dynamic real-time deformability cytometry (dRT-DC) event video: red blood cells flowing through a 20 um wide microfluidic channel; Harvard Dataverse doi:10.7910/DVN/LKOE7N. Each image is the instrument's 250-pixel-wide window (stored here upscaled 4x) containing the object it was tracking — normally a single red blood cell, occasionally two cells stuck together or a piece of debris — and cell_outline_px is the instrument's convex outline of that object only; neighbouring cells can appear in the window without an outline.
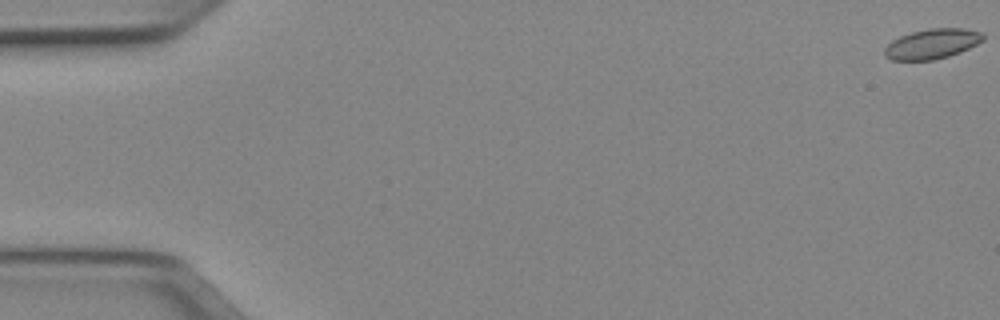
{"species": "Egyptian fruit bat (a non-hibernating species)", "species_latin": "Rousettus aegyptiacus", "temperature_condition": "cold", "stored_images_in_passage": 52, "camera_frame_rate_fps": 3000, "um_per_image_px": 0.085, "animal": {"sex": "female"}, "frame": {"image": 1, "passage_image": 1, "time_ms": 0.0, "image_size_px": [1000, 320], "cell_outline_px": [[984, 40], [960, 52], [948, 56], [932, 60], [892, 60], [884, 56], [884, 48], [892, 40], [900, 36], [912, 32], [928, 28], [964, 28], [984, 32]], "centroid_in_image_um": [79.23, 3.72], "position_along_channel_um": 5.8, "area_um2": 17.28}}
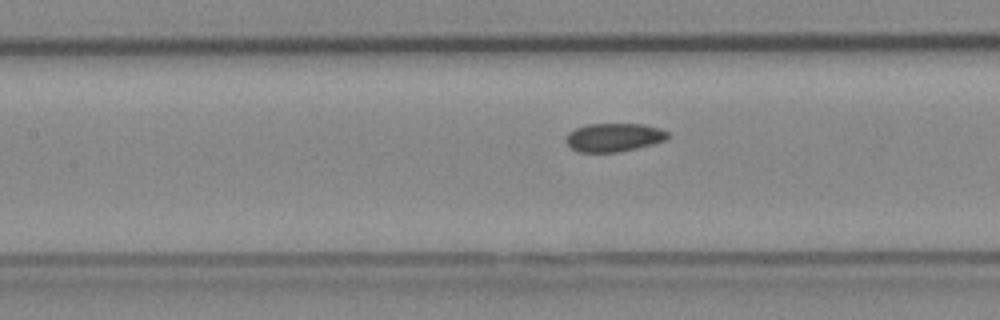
{"frame": {"image": 2, "passage_image": 24, "time_ms": 7.667, "image_size_px": [1000, 320], "cell_outline_px": [[668, 136], [664, 140], [652, 144], [636, 148], [616, 152], [580, 152], [572, 148], [564, 140], [564, 136], [568, 132], [576, 128], [588, 124], [644, 124], [660, 128], [668, 132]], "centroid_in_image_um": [52.14, 11.67], "position_along_channel_um": 155.3, "area_um2": 16.82}}
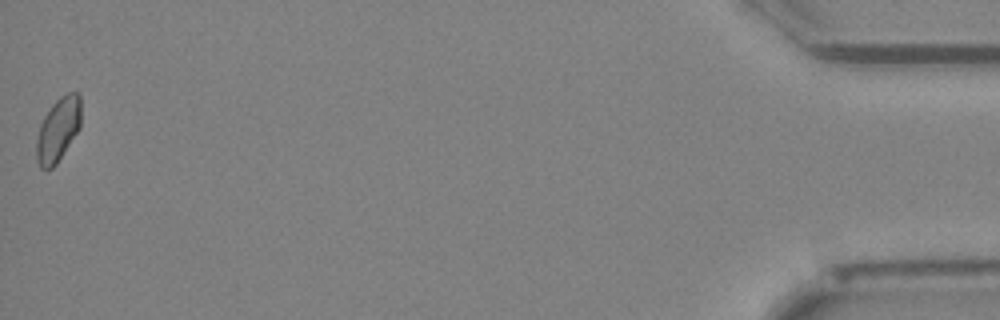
{"frame": {"image": 3, "passage_image": 52, "time_ms": 17.0, "image_size_px": [1000, 320], "cell_outline_px": [[80, 128], [56, 164], [52, 168], [40, 168], [36, 160], [36, 140], [40, 124], [44, 116], [52, 104], [60, 96], [68, 92], [80, 92]], "centroid_in_image_um": [4.93, 11.0], "position_along_channel_um": 430.3, "area_um2": 16.59}, "authors_computed_cell_mechanics": {"area_um2": 17.2244, "velocity_mm_per_s": 3.9701, "shape_relaxation_time_tau1_ms": null, "shape_relaxation_time_tau2_ms": 2.9701, "deformation_change_tau1": null, "deformation_change_tau2": 0.0623}}